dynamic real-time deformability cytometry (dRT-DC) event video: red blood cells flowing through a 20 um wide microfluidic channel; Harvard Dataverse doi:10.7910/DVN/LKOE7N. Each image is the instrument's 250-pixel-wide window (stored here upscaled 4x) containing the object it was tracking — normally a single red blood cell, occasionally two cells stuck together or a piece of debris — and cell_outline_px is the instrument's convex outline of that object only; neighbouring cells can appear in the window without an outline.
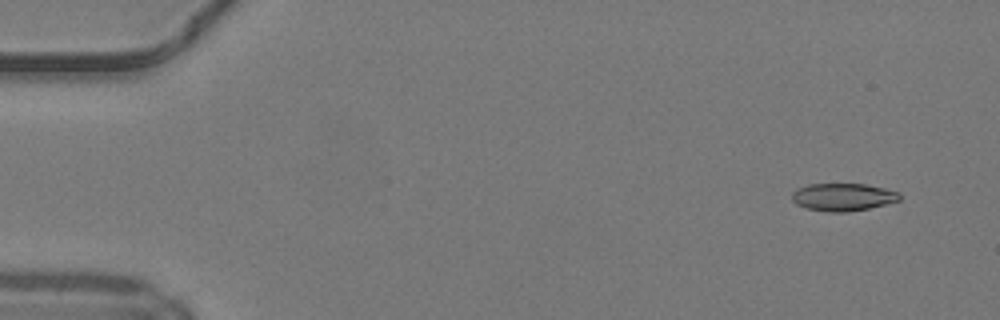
{"species": "common noctule bat (a hibernating species)", "species_latin": "Nyctalus noctula", "temperature_condition": "warm", "stored_images_in_passage": 46, "camera_frame_rate_fps": 3000, "um_per_image_px": 0.085, "animal": {"sex": "male", "body_mass_g": 19.2, "forearm_length_mm": 51.8}, "frame": {"image": 1, "passage_image": 1, "time_ms": 0.0, "image_size_px": [1000, 320], "cell_outline_px": [[900, 200], [868, 208], [848, 212], [828, 212], [808, 208], [796, 204], [792, 200], [792, 192], [796, 188], [808, 184], [864, 184], [884, 188], [900, 192]], "centroid_in_image_um": [71.63, 16.74], "position_along_channel_um": 13.4, "area_um2": 17.28}}
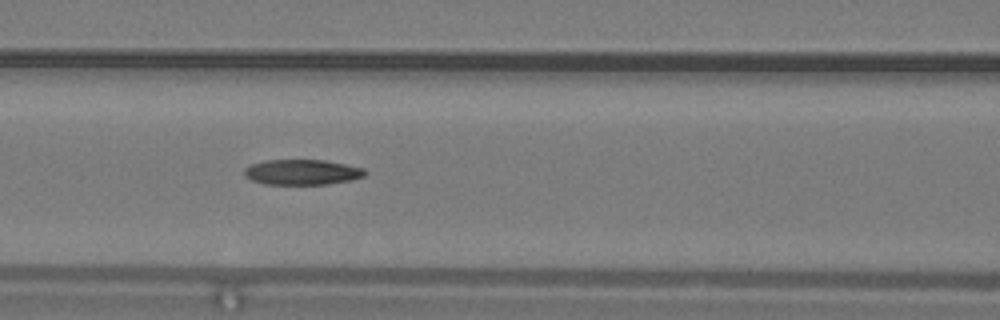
{"frame": {"image": 2, "passage_image": 19, "time_ms": 6.0, "image_size_px": [1000, 320], "cell_outline_px": [[368, 172], [364, 176], [352, 180], [328, 184], [264, 184], [252, 180], [244, 176], [244, 168], [252, 164], [264, 160], [324, 160], [364, 168]], "centroid_in_image_um": [25.68, 14.63], "position_along_channel_um": 140.9, "area_um2": 17.86}}
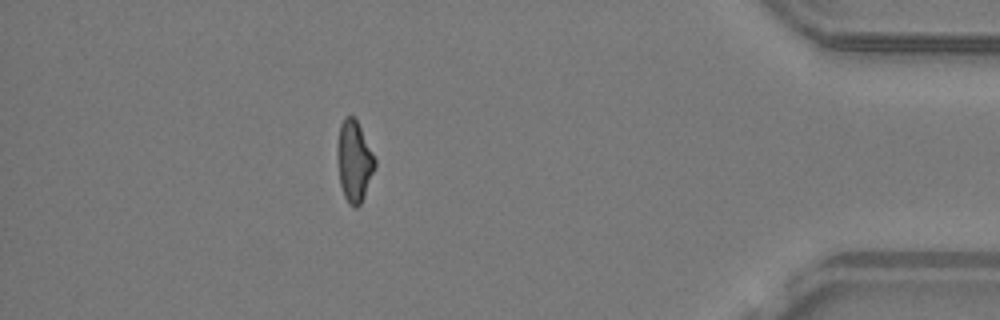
{"frame": {"image": 3, "passage_image": 41, "time_ms": 13.333, "image_size_px": [1000, 320], "cell_outline_px": [[376, 168], [364, 196], [360, 204], [356, 208], [352, 208], [348, 204], [344, 196], [340, 184], [336, 156], [336, 148], [340, 124], [344, 116], [352, 116], [356, 120], [376, 160]], "centroid_in_image_um": [30.08, 13.73], "position_along_channel_um": 405.1, "area_um2": 17.92}, "authors_computed_cell_mechanics": {"area_um2": 18.0914, "velocity_mm_per_s": 4.2442, "shape_relaxation_time_tau1_ms": null, "shape_relaxation_time_tau2_ms": 4.4918, "deformation_change_tau1": null, "deformation_change_tau2": 0.1329}}